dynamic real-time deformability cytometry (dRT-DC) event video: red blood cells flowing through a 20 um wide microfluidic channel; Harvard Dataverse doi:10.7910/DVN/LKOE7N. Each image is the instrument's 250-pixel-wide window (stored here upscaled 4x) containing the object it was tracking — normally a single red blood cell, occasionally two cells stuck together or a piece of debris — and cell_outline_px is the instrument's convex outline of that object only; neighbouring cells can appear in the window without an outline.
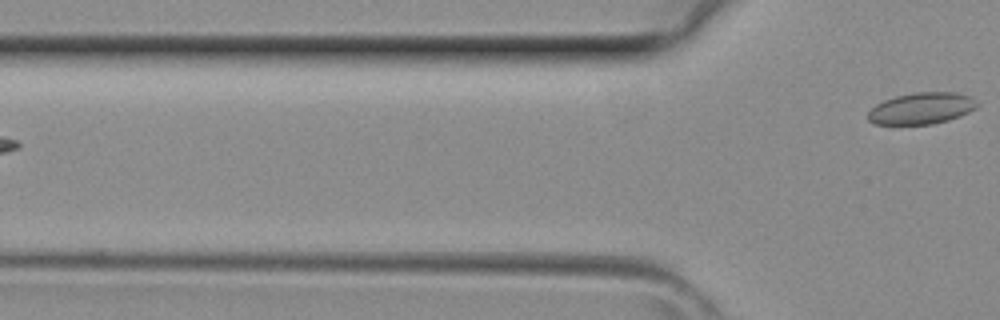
{"species": "common noctule bat (a hibernating species)", "species_latin": "Nyctalus noctula", "temperature_condition": "room temperature", "stored_images_in_passage": 5, "camera_frame_rate_fps": 3000, "um_per_image_px": 0.085, "animal": {"sex": "female", "body_mass_g": 29.2, "forearm_length_mm": 56.3}, "frame": {"image": 1, "passage_image": 5, "time_ms": 1.333, "image_size_px": [1000, 320], "cell_outline_px": [[976, 108], [960, 116], [948, 120], [932, 124], [872, 124], [868, 120], [868, 112], [876, 104], [884, 100], [896, 96], [916, 92], [956, 92], [968, 96], [976, 100]], "centroid_in_image_um": [78.31, 9.21], "position_along_channel_um": 47.5, "area_um2": 19.94}}